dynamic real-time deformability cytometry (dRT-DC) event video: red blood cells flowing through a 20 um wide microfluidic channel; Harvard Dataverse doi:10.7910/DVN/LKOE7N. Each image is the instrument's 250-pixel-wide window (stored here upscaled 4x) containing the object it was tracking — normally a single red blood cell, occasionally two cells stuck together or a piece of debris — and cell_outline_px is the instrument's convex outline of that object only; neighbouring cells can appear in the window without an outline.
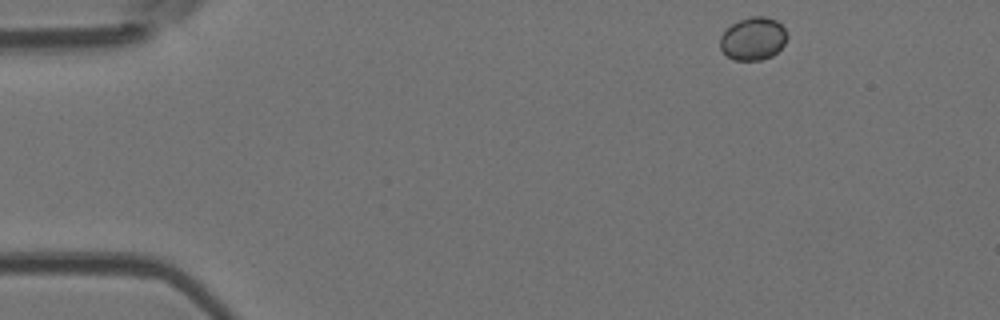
{"species": "Egyptian fruit bat (a non-hibernating species)", "species_latin": "Rousettus aegyptiacus", "temperature_condition": "room temperature", "stored_images_in_passage": 9, "camera_frame_rate_fps": 3000, "um_per_image_px": 0.085, "animal": {"sex": "female"}, "frame": {"image": 1, "passage_image": 1, "time_ms": 0.0, "image_size_px": [1000, 320], "cell_outline_px": [[788, 36], [784, 44], [772, 56], [760, 60], [736, 60], [728, 56], [720, 48], [720, 36], [732, 24], [740, 20], [752, 16], [764, 16], [776, 20], [784, 28]], "centroid_in_image_um": [64.02, 3.29], "position_along_channel_um": 21.0, "area_um2": 16.59}}
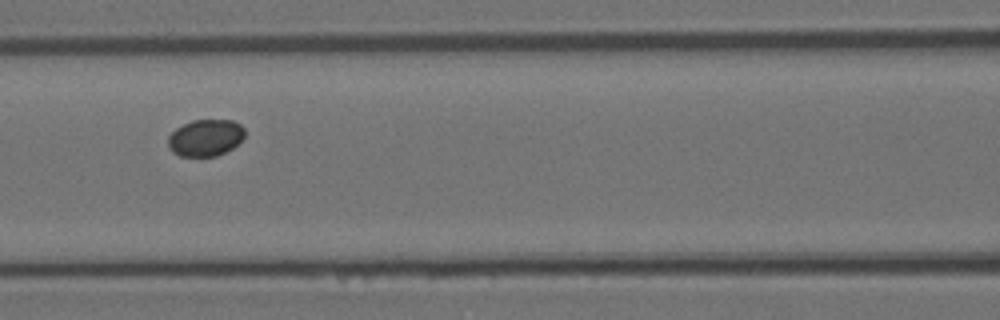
{"frame": {"image": 2, "passage_image": 6, "time_ms": 5.667, "image_size_px": [1000, 320], "cell_outline_px": [[244, 136], [232, 148], [216, 156], [180, 156], [172, 152], [168, 148], [168, 136], [176, 128], [192, 120], [232, 120], [240, 124], [244, 128]], "centroid_in_image_um": [17.44, 11.71], "position_along_channel_um": 149.2, "area_um2": 16.36}}
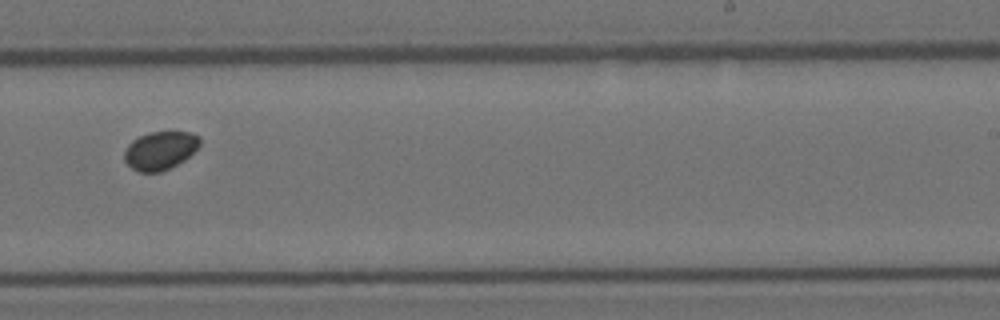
{"frame": {"image": 3, "passage_image": 9, "time_ms": 9.0, "image_size_px": [1000, 320], "cell_outline_px": [[200, 144], [184, 160], [160, 172], [140, 172], [132, 168], [124, 160], [124, 152], [128, 144], [132, 140], [148, 132], [192, 132], [200, 136]], "centroid_in_image_um": [13.6, 12.78], "position_along_channel_um": 275.4, "area_um2": 16.7}}